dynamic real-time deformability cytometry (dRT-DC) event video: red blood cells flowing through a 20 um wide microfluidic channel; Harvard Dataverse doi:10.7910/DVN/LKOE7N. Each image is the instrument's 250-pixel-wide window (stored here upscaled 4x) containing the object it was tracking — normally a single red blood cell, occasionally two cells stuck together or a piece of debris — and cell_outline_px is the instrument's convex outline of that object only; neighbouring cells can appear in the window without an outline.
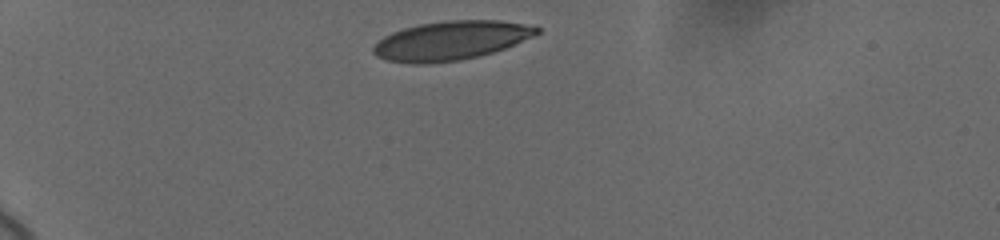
{"species": "human", "species_latin": "Homo sapiens", "temperature_condition": "cold", "stored_images_in_passage": 32, "camera_frame_rate_fps": 3000, "um_per_image_px": 0.085, "donor": {"sex": "female"}, "frame": {"image": 1, "passage_image": 1, "time_ms": 0.0, "image_size_px": [1000, 240], "cell_outline_px": [[536, 32], [500, 48], [468, 56], [444, 60], [400, 60], [376, 52], [376, 48], [384, 40], [400, 32], [412, 28], [432, 24], [516, 24], [536, 28]], "centroid_in_image_um": [38.34, 3.46], "position_along_channel_um": 46.7, "area_um2": 29.88}}
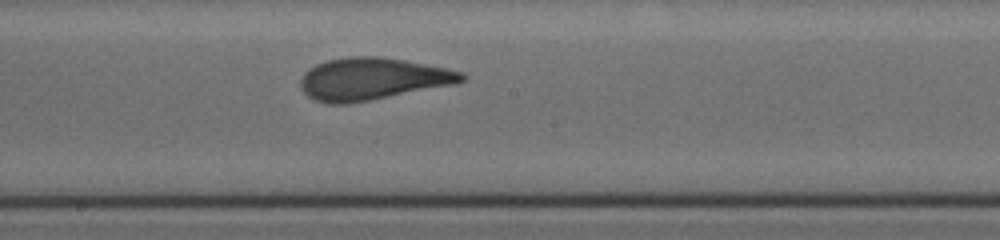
{"frame": {"image": 2, "passage_image": 19, "time_ms": 6.0, "image_size_px": [1000, 240], "cell_outline_px": [[460, 80], [352, 100], [324, 100], [316, 96], [308, 88], [308, 76], [316, 68], [324, 64], [340, 60], [380, 60], [452, 72], [460, 76]], "centroid_in_image_um": [31.57, 6.71], "position_along_channel_um": 216.6, "area_um2": 30.35}}
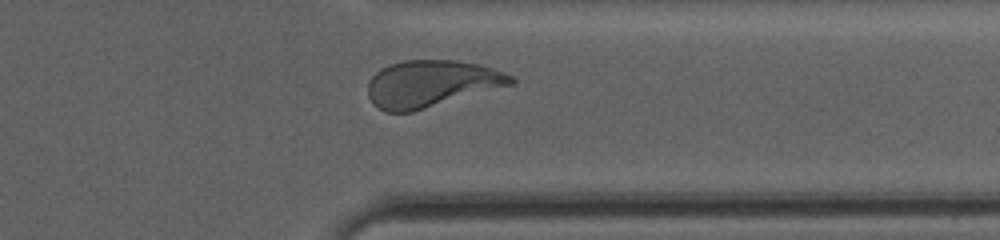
{"frame": {"image": 3, "passage_image": 32, "time_ms": 10.333, "image_size_px": [1000, 240], "cell_outline_px": [[480, 68], [468, 80], [456, 88], [436, 100], [420, 108], [404, 112], [392, 112], [376, 76], [380, 72], [396, 64], [420, 60], [432, 60], [464, 64]], "centroid_in_image_um": [35.82, 7.01], "position_along_channel_um": 375.6, "area_um2": 24.68}}